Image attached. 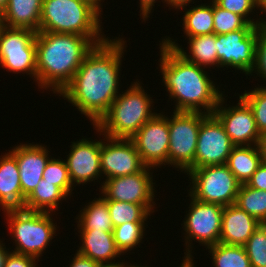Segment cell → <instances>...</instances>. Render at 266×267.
<instances>
[{"instance_id":"6da1fadb","label":"cell","mask_w":266,"mask_h":267,"mask_svg":"<svg viewBox=\"0 0 266 267\" xmlns=\"http://www.w3.org/2000/svg\"><path fill=\"white\" fill-rule=\"evenodd\" d=\"M125 39L109 37L87 54L72 81L61 91L64 98L95 126L119 95Z\"/></svg>"},{"instance_id":"7a4b0ae2","label":"cell","mask_w":266,"mask_h":267,"mask_svg":"<svg viewBox=\"0 0 266 267\" xmlns=\"http://www.w3.org/2000/svg\"><path fill=\"white\" fill-rule=\"evenodd\" d=\"M159 42H161L159 73L162 74V83L167 89L169 98L171 101H176L174 111L212 114L223 91L215 86L205 71L207 68L189 62L175 49L163 41Z\"/></svg>"},{"instance_id":"3957f363","label":"cell","mask_w":266,"mask_h":267,"mask_svg":"<svg viewBox=\"0 0 266 267\" xmlns=\"http://www.w3.org/2000/svg\"><path fill=\"white\" fill-rule=\"evenodd\" d=\"M96 44L75 34L37 32L36 82L38 88L60 94L72 81L87 54Z\"/></svg>"},{"instance_id":"277c9868","label":"cell","mask_w":266,"mask_h":267,"mask_svg":"<svg viewBox=\"0 0 266 267\" xmlns=\"http://www.w3.org/2000/svg\"><path fill=\"white\" fill-rule=\"evenodd\" d=\"M101 14L85 0H43L38 32L80 35L98 45L107 39Z\"/></svg>"},{"instance_id":"5b68a950","label":"cell","mask_w":266,"mask_h":267,"mask_svg":"<svg viewBox=\"0 0 266 267\" xmlns=\"http://www.w3.org/2000/svg\"><path fill=\"white\" fill-rule=\"evenodd\" d=\"M154 99L146 93L141 82H133L128 89L112 102L108 112L93 126L110 138L130 139L156 112H153Z\"/></svg>"},{"instance_id":"8992f818","label":"cell","mask_w":266,"mask_h":267,"mask_svg":"<svg viewBox=\"0 0 266 267\" xmlns=\"http://www.w3.org/2000/svg\"><path fill=\"white\" fill-rule=\"evenodd\" d=\"M3 211L15 241V249L11 251L40 259L57 235V224L53 223L52 213L28 211L23 208Z\"/></svg>"},{"instance_id":"52a82bcc","label":"cell","mask_w":266,"mask_h":267,"mask_svg":"<svg viewBox=\"0 0 266 267\" xmlns=\"http://www.w3.org/2000/svg\"><path fill=\"white\" fill-rule=\"evenodd\" d=\"M185 173L191 181L187 191L193 198L222 206L235 204L241 183L226 164L200 167Z\"/></svg>"},{"instance_id":"ba28073f","label":"cell","mask_w":266,"mask_h":267,"mask_svg":"<svg viewBox=\"0 0 266 267\" xmlns=\"http://www.w3.org/2000/svg\"><path fill=\"white\" fill-rule=\"evenodd\" d=\"M189 210L183 220L185 241V256L183 259H193L192 241H198L205 248L219 243L222 214L224 206L217 203H205L193 198L190 194ZM188 212V213H187Z\"/></svg>"},{"instance_id":"9c48e42d","label":"cell","mask_w":266,"mask_h":267,"mask_svg":"<svg viewBox=\"0 0 266 267\" xmlns=\"http://www.w3.org/2000/svg\"><path fill=\"white\" fill-rule=\"evenodd\" d=\"M207 114L173 111L169 116L168 165L185 173L193 164L201 121Z\"/></svg>"},{"instance_id":"30bf717a","label":"cell","mask_w":266,"mask_h":267,"mask_svg":"<svg viewBox=\"0 0 266 267\" xmlns=\"http://www.w3.org/2000/svg\"><path fill=\"white\" fill-rule=\"evenodd\" d=\"M36 35L31 29L5 26L0 32V66L10 73H26L36 82Z\"/></svg>"},{"instance_id":"8fae6325","label":"cell","mask_w":266,"mask_h":267,"mask_svg":"<svg viewBox=\"0 0 266 267\" xmlns=\"http://www.w3.org/2000/svg\"><path fill=\"white\" fill-rule=\"evenodd\" d=\"M257 26L247 24L243 29L217 35L219 68H234L250 76L255 64Z\"/></svg>"},{"instance_id":"7c38bea8","label":"cell","mask_w":266,"mask_h":267,"mask_svg":"<svg viewBox=\"0 0 266 267\" xmlns=\"http://www.w3.org/2000/svg\"><path fill=\"white\" fill-rule=\"evenodd\" d=\"M146 167L168 165L169 117L156 113L131 138Z\"/></svg>"},{"instance_id":"4fadbf2b","label":"cell","mask_w":266,"mask_h":267,"mask_svg":"<svg viewBox=\"0 0 266 267\" xmlns=\"http://www.w3.org/2000/svg\"><path fill=\"white\" fill-rule=\"evenodd\" d=\"M234 147L220 121L213 114L207 115L199 127L194 164L187 171L226 164Z\"/></svg>"},{"instance_id":"5bb4252c","label":"cell","mask_w":266,"mask_h":267,"mask_svg":"<svg viewBox=\"0 0 266 267\" xmlns=\"http://www.w3.org/2000/svg\"><path fill=\"white\" fill-rule=\"evenodd\" d=\"M151 169L154 168L145 166L138 173L106 179L101 182L99 192L105 200L155 205L156 183Z\"/></svg>"},{"instance_id":"9a60e30c","label":"cell","mask_w":266,"mask_h":267,"mask_svg":"<svg viewBox=\"0 0 266 267\" xmlns=\"http://www.w3.org/2000/svg\"><path fill=\"white\" fill-rule=\"evenodd\" d=\"M224 97L227 96H221L212 114L220 121L235 146L257 145L260 133L249 105L239 96L237 105L227 107Z\"/></svg>"},{"instance_id":"2e32d148","label":"cell","mask_w":266,"mask_h":267,"mask_svg":"<svg viewBox=\"0 0 266 267\" xmlns=\"http://www.w3.org/2000/svg\"><path fill=\"white\" fill-rule=\"evenodd\" d=\"M103 137L100 152L102 179L132 175L145 167L131 139Z\"/></svg>"},{"instance_id":"e0dca14e","label":"cell","mask_w":266,"mask_h":267,"mask_svg":"<svg viewBox=\"0 0 266 267\" xmlns=\"http://www.w3.org/2000/svg\"><path fill=\"white\" fill-rule=\"evenodd\" d=\"M91 138H82L76 142H71L70 153L66 157V165L71 183L74 187L77 185H86L95 180L99 182L102 178L101 172V139L89 140ZM101 177V178H99ZM99 179V180H98Z\"/></svg>"},{"instance_id":"ac0fdd59","label":"cell","mask_w":266,"mask_h":267,"mask_svg":"<svg viewBox=\"0 0 266 267\" xmlns=\"http://www.w3.org/2000/svg\"><path fill=\"white\" fill-rule=\"evenodd\" d=\"M43 144L20 143L13 146L9 152L16 158L20 172V185L25 199L34 191L43 179V172L48 163L49 149Z\"/></svg>"},{"instance_id":"d6986e66","label":"cell","mask_w":266,"mask_h":267,"mask_svg":"<svg viewBox=\"0 0 266 267\" xmlns=\"http://www.w3.org/2000/svg\"><path fill=\"white\" fill-rule=\"evenodd\" d=\"M260 224L235 204L224 206L219 243L243 246Z\"/></svg>"},{"instance_id":"ffe728a7","label":"cell","mask_w":266,"mask_h":267,"mask_svg":"<svg viewBox=\"0 0 266 267\" xmlns=\"http://www.w3.org/2000/svg\"><path fill=\"white\" fill-rule=\"evenodd\" d=\"M82 242L77 252L91 258L100 265L116 264V257L122 255L117 249L113 232L78 230ZM114 260V261H113Z\"/></svg>"},{"instance_id":"44dd1931","label":"cell","mask_w":266,"mask_h":267,"mask_svg":"<svg viewBox=\"0 0 266 267\" xmlns=\"http://www.w3.org/2000/svg\"><path fill=\"white\" fill-rule=\"evenodd\" d=\"M189 44L188 50H184L178 43L168 37L162 41L169 47L175 49L179 55L189 62L195 63L203 68H218V55H217V35H199L195 37H186ZM173 40V41H172Z\"/></svg>"},{"instance_id":"7402d4cb","label":"cell","mask_w":266,"mask_h":267,"mask_svg":"<svg viewBox=\"0 0 266 267\" xmlns=\"http://www.w3.org/2000/svg\"><path fill=\"white\" fill-rule=\"evenodd\" d=\"M0 207L2 211L23 208L18 163L10 152L0 156Z\"/></svg>"},{"instance_id":"603a6c76","label":"cell","mask_w":266,"mask_h":267,"mask_svg":"<svg viewBox=\"0 0 266 267\" xmlns=\"http://www.w3.org/2000/svg\"><path fill=\"white\" fill-rule=\"evenodd\" d=\"M43 0H8L3 11L4 24L10 28L39 31Z\"/></svg>"},{"instance_id":"cb8c5ba5","label":"cell","mask_w":266,"mask_h":267,"mask_svg":"<svg viewBox=\"0 0 266 267\" xmlns=\"http://www.w3.org/2000/svg\"><path fill=\"white\" fill-rule=\"evenodd\" d=\"M262 163L257 145L235 146L226 165L241 183L246 184Z\"/></svg>"},{"instance_id":"d4e9b609","label":"cell","mask_w":266,"mask_h":267,"mask_svg":"<svg viewBox=\"0 0 266 267\" xmlns=\"http://www.w3.org/2000/svg\"><path fill=\"white\" fill-rule=\"evenodd\" d=\"M75 219H77L78 230L113 232L114 229L107 201L102 196L86 204Z\"/></svg>"},{"instance_id":"484cf974","label":"cell","mask_w":266,"mask_h":267,"mask_svg":"<svg viewBox=\"0 0 266 267\" xmlns=\"http://www.w3.org/2000/svg\"><path fill=\"white\" fill-rule=\"evenodd\" d=\"M68 196L50 182L41 180L34 191L25 199L23 209L28 211L53 213L58 210L61 201Z\"/></svg>"},{"instance_id":"4316f807","label":"cell","mask_w":266,"mask_h":267,"mask_svg":"<svg viewBox=\"0 0 266 267\" xmlns=\"http://www.w3.org/2000/svg\"><path fill=\"white\" fill-rule=\"evenodd\" d=\"M187 10L186 7L181 8L185 12L183 15V29L186 37H195L199 35H210L214 33L213 19V0L210 3L195 6Z\"/></svg>"},{"instance_id":"83f0119b","label":"cell","mask_w":266,"mask_h":267,"mask_svg":"<svg viewBox=\"0 0 266 267\" xmlns=\"http://www.w3.org/2000/svg\"><path fill=\"white\" fill-rule=\"evenodd\" d=\"M106 201L114 227L129 222L145 223L155 211V205H141L136 203L120 202L116 200Z\"/></svg>"},{"instance_id":"f1b7e54d","label":"cell","mask_w":266,"mask_h":267,"mask_svg":"<svg viewBox=\"0 0 266 267\" xmlns=\"http://www.w3.org/2000/svg\"><path fill=\"white\" fill-rule=\"evenodd\" d=\"M207 249L212 258L213 267H251L243 246L217 243Z\"/></svg>"},{"instance_id":"f546056e","label":"cell","mask_w":266,"mask_h":267,"mask_svg":"<svg viewBox=\"0 0 266 267\" xmlns=\"http://www.w3.org/2000/svg\"><path fill=\"white\" fill-rule=\"evenodd\" d=\"M235 205L260 223H266V191L241 184Z\"/></svg>"},{"instance_id":"4dcf8cb0","label":"cell","mask_w":266,"mask_h":267,"mask_svg":"<svg viewBox=\"0 0 266 267\" xmlns=\"http://www.w3.org/2000/svg\"><path fill=\"white\" fill-rule=\"evenodd\" d=\"M147 223H125L114 227L113 236L117 249L122 255L138 248L145 235ZM138 245V247H137Z\"/></svg>"},{"instance_id":"1f68e13d","label":"cell","mask_w":266,"mask_h":267,"mask_svg":"<svg viewBox=\"0 0 266 267\" xmlns=\"http://www.w3.org/2000/svg\"><path fill=\"white\" fill-rule=\"evenodd\" d=\"M43 180L58 186L68 197L72 196L74 186L71 183L65 159L51 156L44 169Z\"/></svg>"},{"instance_id":"d6a6232c","label":"cell","mask_w":266,"mask_h":267,"mask_svg":"<svg viewBox=\"0 0 266 267\" xmlns=\"http://www.w3.org/2000/svg\"><path fill=\"white\" fill-rule=\"evenodd\" d=\"M253 112L257 130L260 134L266 132V86L254 87L251 91L238 94Z\"/></svg>"},{"instance_id":"836d02e7","label":"cell","mask_w":266,"mask_h":267,"mask_svg":"<svg viewBox=\"0 0 266 267\" xmlns=\"http://www.w3.org/2000/svg\"><path fill=\"white\" fill-rule=\"evenodd\" d=\"M251 267H266V223H261L243 245Z\"/></svg>"},{"instance_id":"e575fe53","label":"cell","mask_w":266,"mask_h":267,"mask_svg":"<svg viewBox=\"0 0 266 267\" xmlns=\"http://www.w3.org/2000/svg\"><path fill=\"white\" fill-rule=\"evenodd\" d=\"M214 34H225L243 29L248 22L240 15L224 10L213 1Z\"/></svg>"},{"instance_id":"d590c367","label":"cell","mask_w":266,"mask_h":267,"mask_svg":"<svg viewBox=\"0 0 266 267\" xmlns=\"http://www.w3.org/2000/svg\"><path fill=\"white\" fill-rule=\"evenodd\" d=\"M219 7L232 13L242 16L249 24L257 26L259 20L251 19L250 14L259 9V3L256 0H213ZM249 16V17H248ZM255 20V21H254Z\"/></svg>"},{"instance_id":"8d00e7d4","label":"cell","mask_w":266,"mask_h":267,"mask_svg":"<svg viewBox=\"0 0 266 267\" xmlns=\"http://www.w3.org/2000/svg\"><path fill=\"white\" fill-rule=\"evenodd\" d=\"M257 74L266 80V27L257 25V41L255 47V64L250 75ZM266 83V82H265Z\"/></svg>"},{"instance_id":"74e56055","label":"cell","mask_w":266,"mask_h":267,"mask_svg":"<svg viewBox=\"0 0 266 267\" xmlns=\"http://www.w3.org/2000/svg\"><path fill=\"white\" fill-rule=\"evenodd\" d=\"M39 259L10 251L4 267H38Z\"/></svg>"},{"instance_id":"f35d334b","label":"cell","mask_w":266,"mask_h":267,"mask_svg":"<svg viewBox=\"0 0 266 267\" xmlns=\"http://www.w3.org/2000/svg\"><path fill=\"white\" fill-rule=\"evenodd\" d=\"M247 186L253 189L266 191V164L261 163L256 172L250 177L246 183Z\"/></svg>"},{"instance_id":"ab89813d","label":"cell","mask_w":266,"mask_h":267,"mask_svg":"<svg viewBox=\"0 0 266 267\" xmlns=\"http://www.w3.org/2000/svg\"><path fill=\"white\" fill-rule=\"evenodd\" d=\"M69 267H99L100 264L96 263L91 258H88L78 252L75 253L73 259H71Z\"/></svg>"},{"instance_id":"60d3db41","label":"cell","mask_w":266,"mask_h":267,"mask_svg":"<svg viewBox=\"0 0 266 267\" xmlns=\"http://www.w3.org/2000/svg\"><path fill=\"white\" fill-rule=\"evenodd\" d=\"M139 8H140V17L143 19L144 22L147 21V19L150 17L151 11L154 10L153 7H155L156 1L158 0H139ZM164 1V2H163ZM163 3H165V0H162ZM146 20V21H145Z\"/></svg>"},{"instance_id":"b9f144b4","label":"cell","mask_w":266,"mask_h":267,"mask_svg":"<svg viewBox=\"0 0 266 267\" xmlns=\"http://www.w3.org/2000/svg\"><path fill=\"white\" fill-rule=\"evenodd\" d=\"M257 147L261 156V161L266 164V132L260 134Z\"/></svg>"},{"instance_id":"7bdbcfd3","label":"cell","mask_w":266,"mask_h":267,"mask_svg":"<svg viewBox=\"0 0 266 267\" xmlns=\"http://www.w3.org/2000/svg\"><path fill=\"white\" fill-rule=\"evenodd\" d=\"M192 1L193 0H165V4L169 6V9L172 7L181 10V8L189 6Z\"/></svg>"},{"instance_id":"ee69618b","label":"cell","mask_w":266,"mask_h":267,"mask_svg":"<svg viewBox=\"0 0 266 267\" xmlns=\"http://www.w3.org/2000/svg\"><path fill=\"white\" fill-rule=\"evenodd\" d=\"M1 240L2 239H0V267H4L10 250L6 249L5 243H3Z\"/></svg>"},{"instance_id":"f6af8a7d","label":"cell","mask_w":266,"mask_h":267,"mask_svg":"<svg viewBox=\"0 0 266 267\" xmlns=\"http://www.w3.org/2000/svg\"><path fill=\"white\" fill-rule=\"evenodd\" d=\"M259 10L261 14L264 12L266 16V0H261V2L259 3ZM259 25L266 27V19L260 17Z\"/></svg>"},{"instance_id":"bcb514c9","label":"cell","mask_w":266,"mask_h":267,"mask_svg":"<svg viewBox=\"0 0 266 267\" xmlns=\"http://www.w3.org/2000/svg\"><path fill=\"white\" fill-rule=\"evenodd\" d=\"M87 2H89L91 5H93L100 13L103 12L102 11V1L104 2V0H85Z\"/></svg>"},{"instance_id":"7dc6e473","label":"cell","mask_w":266,"mask_h":267,"mask_svg":"<svg viewBox=\"0 0 266 267\" xmlns=\"http://www.w3.org/2000/svg\"><path fill=\"white\" fill-rule=\"evenodd\" d=\"M181 261L183 262L178 267H196L193 259H183Z\"/></svg>"},{"instance_id":"c3c4849f","label":"cell","mask_w":266,"mask_h":267,"mask_svg":"<svg viewBox=\"0 0 266 267\" xmlns=\"http://www.w3.org/2000/svg\"><path fill=\"white\" fill-rule=\"evenodd\" d=\"M122 261V262H120ZM118 260V262H116V264H111V265H100L99 267H124V262L123 260Z\"/></svg>"},{"instance_id":"681fc988","label":"cell","mask_w":266,"mask_h":267,"mask_svg":"<svg viewBox=\"0 0 266 267\" xmlns=\"http://www.w3.org/2000/svg\"><path fill=\"white\" fill-rule=\"evenodd\" d=\"M8 4V0H0V11H4Z\"/></svg>"},{"instance_id":"f907efd6","label":"cell","mask_w":266,"mask_h":267,"mask_svg":"<svg viewBox=\"0 0 266 267\" xmlns=\"http://www.w3.org/2000/svg\"><path fill=\"white\" fill-rule=\"evenodd\" d=\"M4 27H5V24H4L3 12L0 11V32L2 31Z\"/></svg>"},{"instance_id":"816d5d0a","label":"cell","mask_w":266,"mask_h":267,"mask_svg":"<svg viewBox=\"0 0 266 267\" xmlns=\"http://www.w3.org/2000/svg\"><path fill=\"white\" fill-rule=\"evenodd\" d=\"M129 264H128V262H124V267H143L142 265L139 266L137 264H133V265L131 263H129ZM144 267H147V266H144Z\"/></svg>"}]
</instances>
